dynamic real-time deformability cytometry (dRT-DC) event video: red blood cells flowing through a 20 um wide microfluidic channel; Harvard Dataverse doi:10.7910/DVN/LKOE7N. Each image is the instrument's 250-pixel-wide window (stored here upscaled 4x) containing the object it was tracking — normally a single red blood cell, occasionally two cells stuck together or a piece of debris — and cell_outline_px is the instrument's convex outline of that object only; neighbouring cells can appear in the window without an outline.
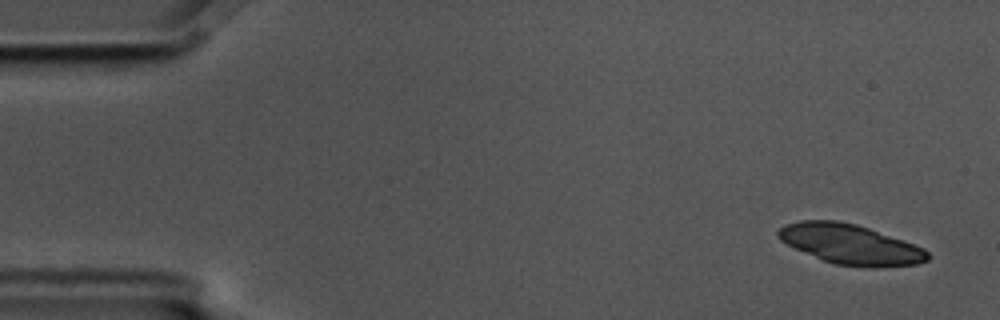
{"species": "common noctule bat (a hibernating species)", "species_latin": "Nyctalus noctula", "temperature_condition": "cold", "stored_images_in_passage": 6, "camera_frame_rate_fps": 3000, "um_per_image_px": 0.085, "animal": {"sex": "male", "body_mass_g": 17.5, "forearm_length_mm": 52.3}, "frame": {"image": 1, "passage_image": 1, "time_ms": 0.0, "image_size_px": [1000, 320], "cell_outline_px": [[928, 260], [916, 264], [876, 268], [872, 268], [836, 264], [824, 260], [796, 248], [780, 240], [776, 236], [776, 232], [780, 228], [788, 224], [800, 220], [836, 220], [856, 224], [868, 228], [924, 248], [928, 252]], "centroid_in_image_um": [72.28, 20.76], "position_along_channel_um": 12.7, "area_um2": 34.33}}